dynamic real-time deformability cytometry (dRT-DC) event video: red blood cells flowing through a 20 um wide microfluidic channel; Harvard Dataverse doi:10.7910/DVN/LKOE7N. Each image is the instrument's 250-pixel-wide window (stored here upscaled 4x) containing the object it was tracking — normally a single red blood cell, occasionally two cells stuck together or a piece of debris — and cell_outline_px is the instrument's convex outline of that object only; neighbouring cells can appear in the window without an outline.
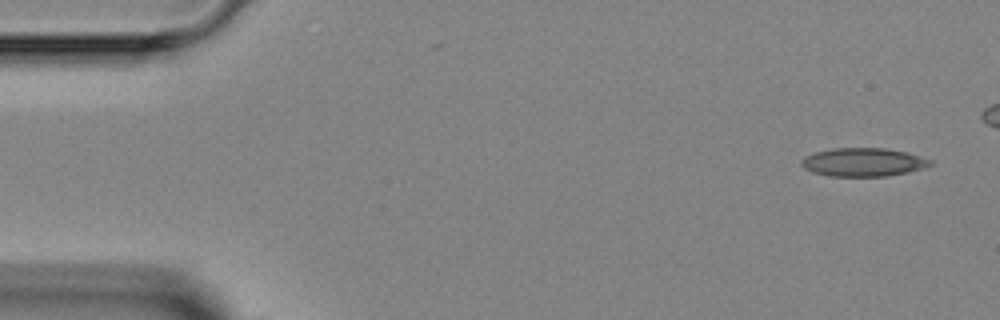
{"species": "Egyptian fruit bat (a non-hibernating species)", "species_latin": "Rousettus aegyptiacus", "temperature_condition": "room temperature", "stored_images_in_passage": 5, "camera_frame_rate_fps": 3000, "um_per_image_px": 0.085, "animal": {"sex": "female"}, "frame": {"image": 1, "passage_image": 1, "time_ms": 0.0, "image_size_px": [1000, 320], "cell_outline_px": [[932, 164], [924, 168], [908, 172], [884, 176], [828, 176], [812, 172], [804, 168], [800, 164], [800, 160], [804, 156], [816, 152], [836, 148], [884, 148], [908, 152], [932, 160]], "centroid_in_image_um": [73.36, 13.78], "position_along_channel_um": 11.6, "area_um2": 21.39}}
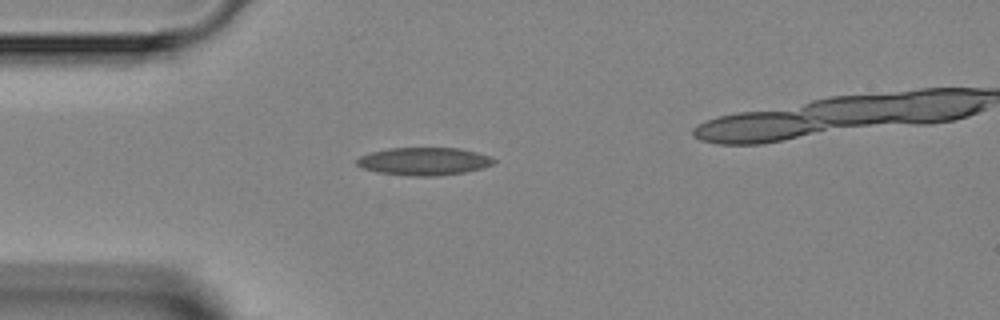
{"frame": {"image": 2, "passage_image": 4, "time_ms": 3.333, "image_size_px": [1000, 320], "cell_outline_px": [[496, 160], [492, 164], [484, 168], [464, 172], [436, 176], [408, 176], [376, 172], [360, 168], [356, 164], [356, 160], [360, 156], [372, 152], [388, 148], [460, 148], [476, 152], [488, 156]], "centroid_in_image_um": [36.0, 13.72], "position_along_channel_um": 49.0, "area_um2": 22.25}}